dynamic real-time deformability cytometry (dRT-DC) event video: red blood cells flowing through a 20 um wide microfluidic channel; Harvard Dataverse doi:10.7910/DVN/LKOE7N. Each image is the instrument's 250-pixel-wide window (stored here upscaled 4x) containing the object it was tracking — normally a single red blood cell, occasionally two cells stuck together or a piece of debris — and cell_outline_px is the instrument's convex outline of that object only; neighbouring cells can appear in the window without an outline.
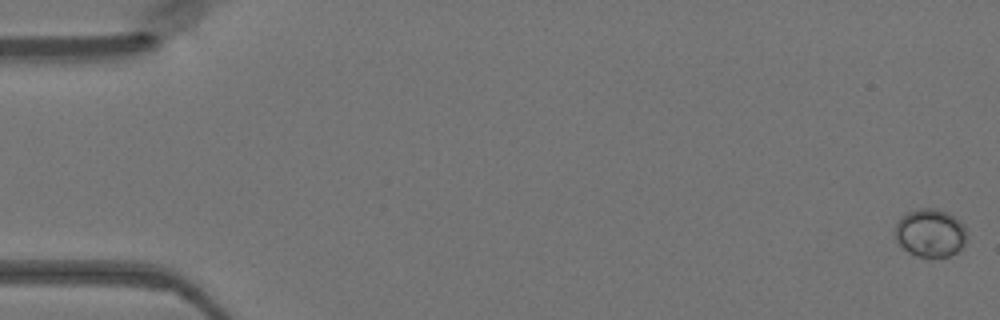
{"species": "Egyptian fruit bat (a non-hibernating species)", "species_latin": "Rousettus aegyptiacus", "temperature_condition": "warm", "stored_images_in_passage": 9, "camera_frame_rate_fps": 3000, "um_per_image_px": 0.085, "animal": {"sex": "female"}, "frame": {"image": 1, "passage_image": 1, "time_ms": 0.0, "image_size_px": [1000, 320], "cell_outline_px": [[964, 248], [948, 256], [928, 260], [916, 256], [908, 252], [896, 244], [896, 224], [900, 216], [908, 212], [920, 208], [936, 208], [948, 212], [964, 224]], "centroid_in_image_um": [79.04, 19.84], "position_along_channel_um": 6.0, "area_um2": 20.58}}